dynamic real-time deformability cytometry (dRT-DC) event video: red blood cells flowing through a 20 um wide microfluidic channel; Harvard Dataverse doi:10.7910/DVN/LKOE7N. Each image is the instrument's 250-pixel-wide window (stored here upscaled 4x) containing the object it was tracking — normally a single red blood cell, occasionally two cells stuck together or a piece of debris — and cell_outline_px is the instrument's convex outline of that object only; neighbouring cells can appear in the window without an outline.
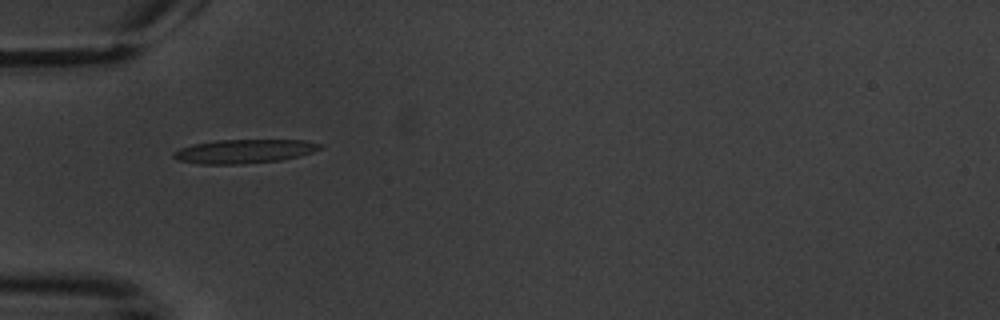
{"species": "common noctule bat (a hibernating species)", "species_latin": "Nyctalus noctula", "temperature_condition": "warm", "stored_images_in_passage": 6, "camera_frame_rate_fps": 3000, "um_per_image_px": 0.085, "animal": {"sex": "male", "body_mass_g": 20.1, "forearm_length_mm": 53.5}, "frame": {"image": 1, "passage_image": 1, "time_ms": 0.0, "image_size_px": [1000, 320], "cell_outline_px": [[324, 144], [320, 148], [312, 152], [300, 156], [280, 160], [244, 164], [200, 164], [176, 160], [172, 156], [172, 152], [180, 148], [192, 144], [216, 140], [304, 140]], "centroid_in_image_um": [20.72, 12.86], "position_along_channel_um": 64.3, "area_um2": 20.52}}
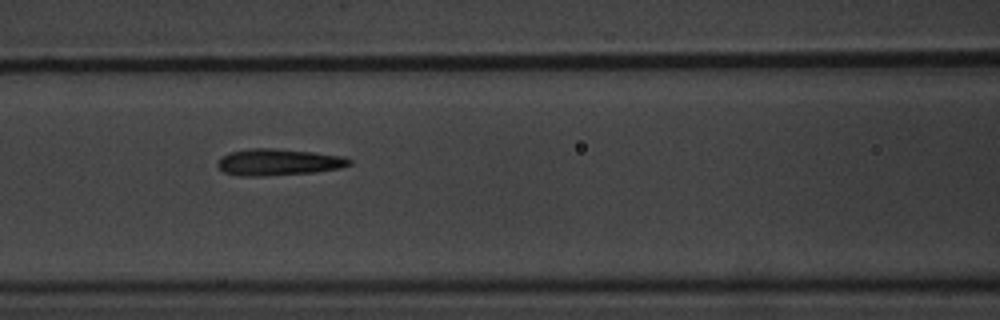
{"frame": {"image": 2, "passage_image": 3, "time_ms": 2.333, "image_size_px": [1000, 320], "cell_outline_px": [[352, 164], [340, 168], [316, 172], [264, 176], [240, 176], [224, 172], [216, 164], [220, 156], [228, 152], [252, 148], [272, 148], [312, 152], [344, 156], [352, 160]], "centroid_in_image_um": [23.65, 13.78], "position_along_channel_um": 142.9, "area_um2": 20.58}}